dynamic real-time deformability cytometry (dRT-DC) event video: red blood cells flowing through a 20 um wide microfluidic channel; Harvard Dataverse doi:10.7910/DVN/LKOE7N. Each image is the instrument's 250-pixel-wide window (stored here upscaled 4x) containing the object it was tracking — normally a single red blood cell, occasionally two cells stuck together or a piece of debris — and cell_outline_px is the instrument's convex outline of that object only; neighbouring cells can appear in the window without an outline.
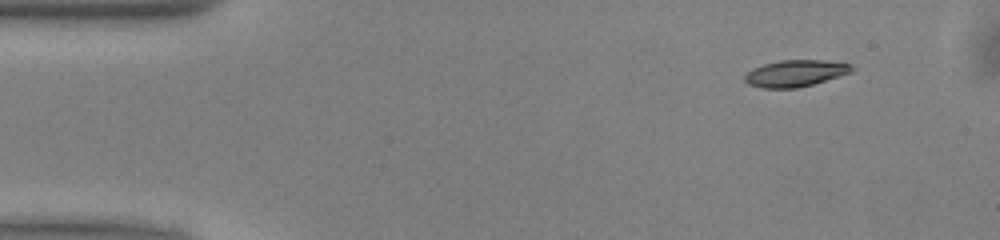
{"species": "common noctule bat (a hibernating species)", "species_latin": "Nyctalus noctula", "temperature_condition": "warm", "stored_images_in_passage": 48, "segment_of_instrument_passage": [1, 2], "camera_frame_rate_fps": 3000, "um_per_image_px": 0.085, "animal": {"sex": "male", "body_mass_g": 13.0, "forearm_length_mm": 53.1}, "frame": {"image": 1, "passage_image": 1, "time_ms": 0.0, "image_size_px": [1000, 240], "cell_outline_px": [[856, 68], [852, 72], [812, 84], [796, 88], [760, 88], [748, 84], [744, 80], [744, 76], [752, 68], [764, 64], [780, 60], [824, 60], [852, 64]], "centroid_in_image_um": [67.61, 6.22], "position_along_channel_um": 17.4, "area_um2": 16.65}}
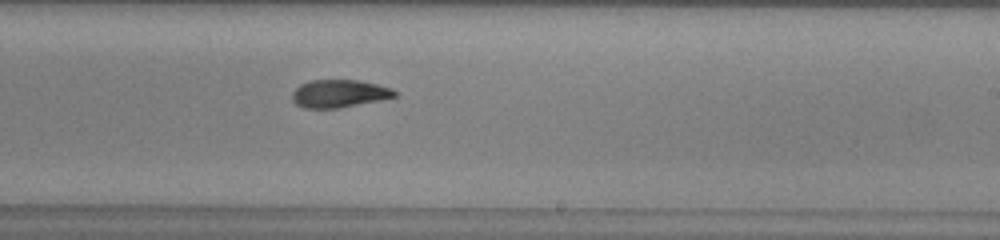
{"frame": {"image": 2, "passage_image": 26, "time_ms": 8.333, "image_size_px": [1000, 240], "cell_outline_px": [[400, 92], [396, 96], [380, 100], [340, 108], [304, 108], [296, 104], [292, 100], [292, 92], [300, 84], [308, 80], [356, 80], [376, 84], [392, 88]], "centroid_in_image_um": [28.83, 7.95], "position_along_channel_um": 260.2, "area_um2": 16.7}}
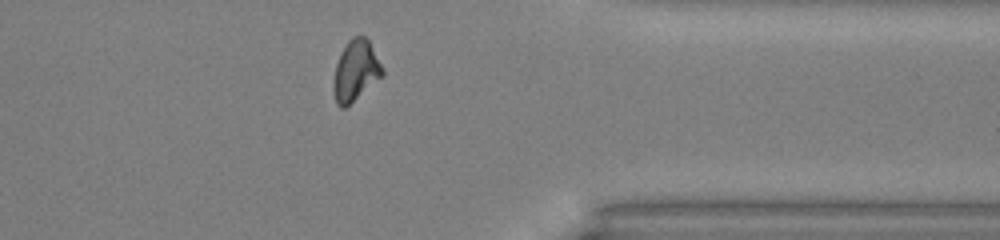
{"frame": {"image": 3, "passage_image": 36, "time_ms": 11.667, "image_size_px": [1000, 240], "cell_outline_px": [[384, 76], [344, 108], [340, 108], [336, 104], [332, 88], [332, 84], [336, 64], [340, 52], [348, 40], [352, 36], [364, 36], [368, 40], [384, 68]], "centroid_in_image_um": [30.22, 6.02], "position_along_channel_um": 381.2, "area_um2": 17.51}}